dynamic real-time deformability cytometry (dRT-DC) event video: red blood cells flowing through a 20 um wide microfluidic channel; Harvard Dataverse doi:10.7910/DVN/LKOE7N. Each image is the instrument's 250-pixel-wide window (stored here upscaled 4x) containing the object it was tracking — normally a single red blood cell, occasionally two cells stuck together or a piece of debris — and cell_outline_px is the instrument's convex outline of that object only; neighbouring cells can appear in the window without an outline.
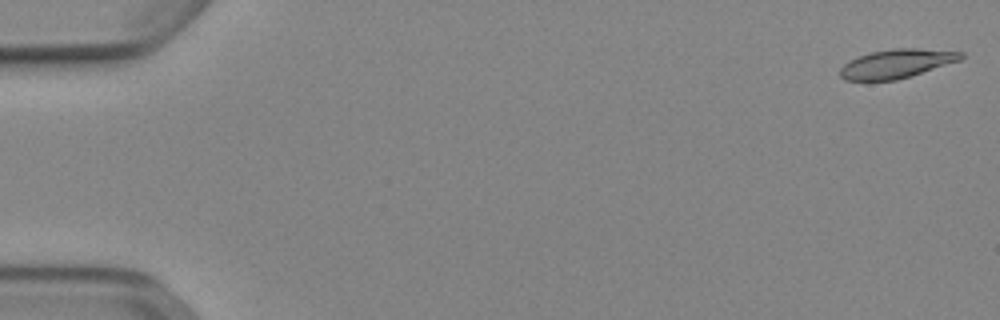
{"species": "Egyptian fruit bat (a non-hibernating species)", "species_latin": "Rousettus aegyptiacus", "temperature_condition": "cold", "stored_images_in_passage": 52, "camera_frame_rate_fps": 3000, "um_per_image_px": 0.085, "animal": {"sex": "female"}, "frame": {"image": 1, "passage_image": 1, "time_ms": 0.0, "image_size_px": [1000, 320], "cell_outline_px": [[964, 56], [960, 60], [912, 76], [896, 80], [844, 80], [840, 76], [840, 68], [844, 64], [860, 56], [872, 52], [892, 48], [916, 48], [964, 52]], "centroid_in_image_um": [76.23, 5.41], "position_along_channel_um": 8.8, "area_um2": 20.17}}
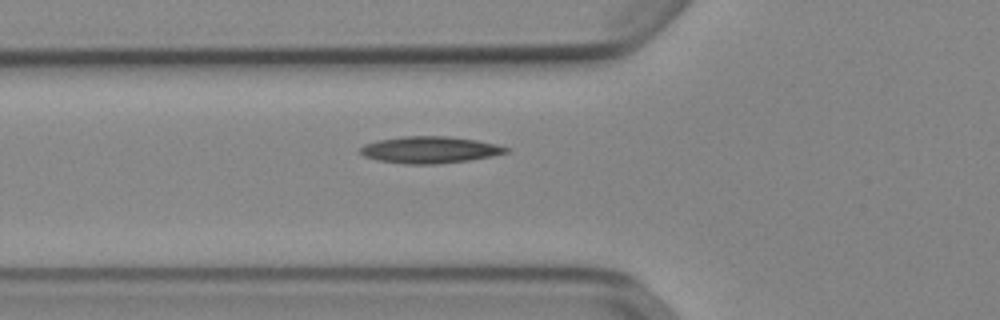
{"frame": {"image": 2, "passage_image": 19, "time_ms": 6.0, "image_size_px": [1000, 320], "cell_outline_px": [[508, 152], [492, 156], [468, 160], [436, 164], [404, 164], [376, 160], [364, 156], [360, 152], [360, 148], [364, 144], [376, 140], [400, 136], [448, 136], [476, 140], [496, 144], [508, 148]], "centroid_in_image_um": [36.48, 12.73], "position_along_channel_um": 89.3, "area_um2": 22.77}}
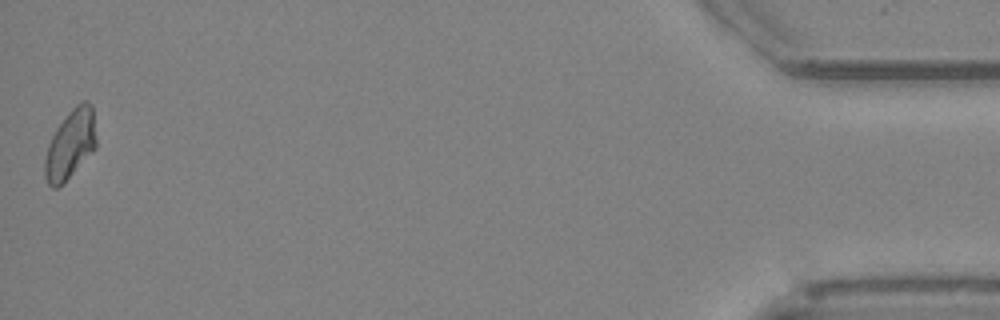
{"frame": {"image": 3, "passage_image": 52, "time_ms": 17.0, "image_size_px": [1000, 320], "cell_outline_px": [[96, 148], [64, 184], [56, 188], [52, 188], [48, 184], [44, 176], [44, 160], [48, 144], [56, 128], [68, 112], [80, 100], [88, 100], [92, 104], [96, 140]], "centroid_in_image_um": [5.98, 12.28], "position_along_channel_um": 429.2, "area_um2": 21.04}, "authors_computed_cell_mechanics": {"area_um2": 20.7791, "velocity_mm_per_s": 3.8982, "shape_relaxation_time_tau1_ms": 8.7525, "shape_relaxation_time_tau2_ms": null, "deformation_change_tau1": 0.1844, "deformation_change_tau2": null}}